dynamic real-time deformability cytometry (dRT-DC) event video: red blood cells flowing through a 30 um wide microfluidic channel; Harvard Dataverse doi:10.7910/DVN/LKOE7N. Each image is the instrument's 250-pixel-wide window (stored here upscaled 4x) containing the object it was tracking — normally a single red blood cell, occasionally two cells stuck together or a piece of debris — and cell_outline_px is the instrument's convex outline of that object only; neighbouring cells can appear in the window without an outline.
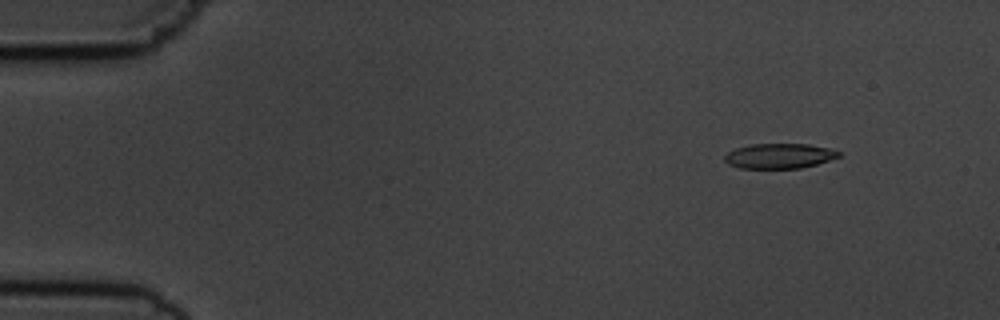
{"species": "common noctule bat (a hibernating species)", "species_latin": "Nyctalus noctula", "temperature_condition": "cold", "stored_images_in_passage": 6, "camera_frame_rate_fps": 3000, "um_per_image_px": 0.085, "animal": {"sex": "male", "body_mass_g": 19.5, "forearm_length_mm": 54.6}, "frame": {"image": 1, "passage_image": 2, "time_ms": 1.0, "image_size_px": [1000, 320], "cell_outline_px": [[840, 156], [816, 164], [800, 168], [740, 168], [728, 164], [724, 160], [724, 156], [728, 152], [736, 148], [752, 144], [808, 144], [828, 148], [840, 152]], "centroid_in_image_um": [66.21, 13.25], "position_along_channel_um": 18.8, "area_um2": 16.47}}
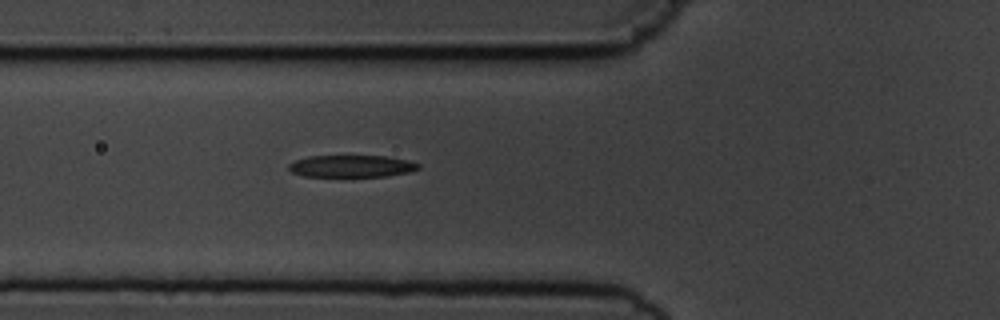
{"frame": {"image": 2, "passage_image": 6, "time_ms": 5.667, "image_size_px": [1000, 320], "cell_outline_px": [[420, 168], [412, 172], [388, 176], [304, 176], [292, 172], [288, 168], [288, 164], [296, 160], [308, 156], [384, 156], [408, 160], [420, 164]], "centroid_in_image_um": [29.91, 14.12], "position_along_channel_um": 95.9, "area_um2": 16.65}}